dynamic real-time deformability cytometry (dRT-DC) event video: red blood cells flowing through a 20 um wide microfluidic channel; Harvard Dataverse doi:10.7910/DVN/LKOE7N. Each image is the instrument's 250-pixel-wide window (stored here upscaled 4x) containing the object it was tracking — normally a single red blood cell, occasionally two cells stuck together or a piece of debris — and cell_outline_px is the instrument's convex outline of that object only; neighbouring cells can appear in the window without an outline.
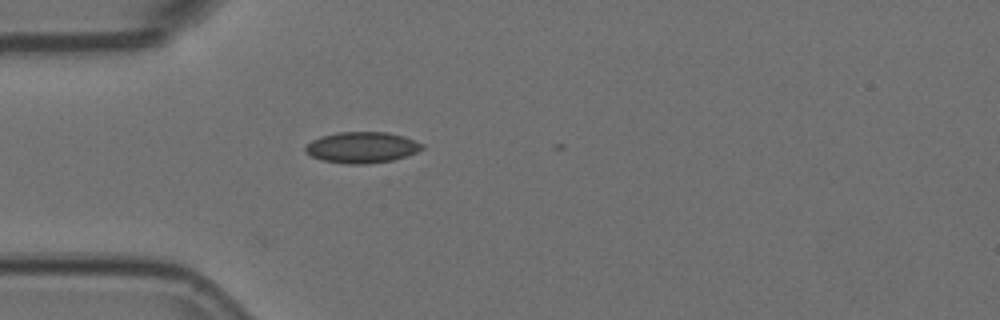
{"species": "Egyptian fruit bat (a non-hibernating species)", "species_latin": "Rousettus aegyptiacus", "temperature_condition": "room temperature", "stored_images_in_passage": 8, "camera_frame_rate_fps": 3000, "um_per_image_px": 0.085, "animal": {"sex": "female"}, "frame": {"image": 1, "passage_image": 8, "time_ms": 2.333, "image_size_px": [1000, 320], "cell_outline_px": [[424, 148], [408, 156], [392, 160], [364, 164], [348, 164], [320, 160], [304, 152], [304, 148], [312, 140], [320, 136], [340, 132], [388, 132], [404, 136], [424, 144]], "centroid_in_image_um": [30.76, 12.53], "position_along_channel_um": 54.2, "area_um2": 21.21}}